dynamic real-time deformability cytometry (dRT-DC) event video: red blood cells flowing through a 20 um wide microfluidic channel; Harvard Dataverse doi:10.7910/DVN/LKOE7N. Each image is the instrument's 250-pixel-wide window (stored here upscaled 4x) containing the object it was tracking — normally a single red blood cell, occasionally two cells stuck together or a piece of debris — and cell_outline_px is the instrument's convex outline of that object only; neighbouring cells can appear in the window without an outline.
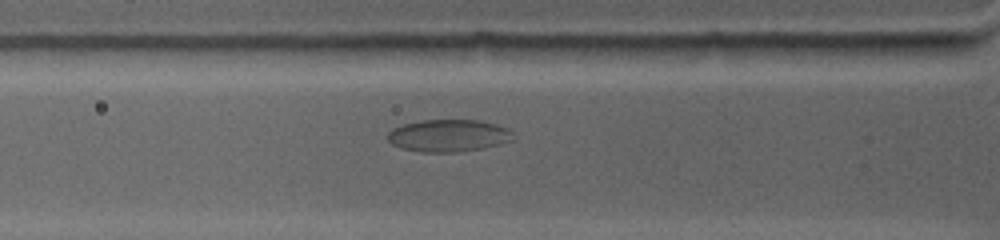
{"species": "common noctule bat (a hibernating species)", "species_latin": "Nyctalus noctula", "temperature_condition": "warm", "stored_images_in_passage": 47, "camera_frame_rate_fps": 4500, "um_per_image_px": 0.085, "animal": {"sex": "female", "body_mass_g": 19.0, "forearm_length_mm": 53.3}, "frame": {"image": 1, "passage_image": 9, "time_ms": 3.333, "image_size_px": [1000, 240], "cell_outline_px": [[516, 136], [512, 140], [500, 144], [484, 148], [456, 152], [424, 152], [400, 148], [392, 144], [388, 140], [388, 132], [392, 128], [404, 124], [424, 120], [480, 120], [496, 124], [508, 128]], "centroid_in_image_um": [38.15, 11.53], "position_along_channel_um": 87.7, "area_um2": 23.7}}
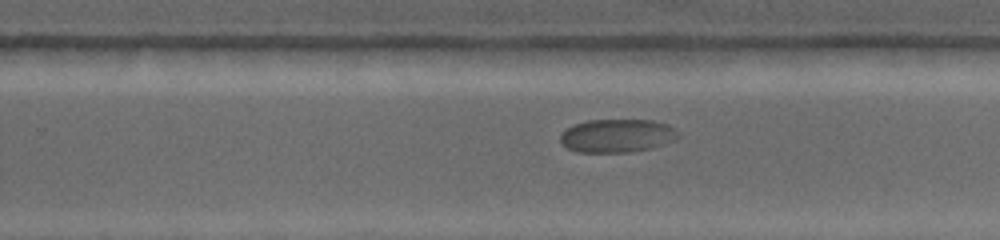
{"frame": {"image": 2, "passage_image": 22, "time_ms": 8.889, "image_size_px": [1000, 240], "cell_outline_px": [[680, 136], [676, 140], [652, 148], [628, 152], [576, 152], [560, 144], [560, 136], [568, 128], [576, 124], [588, 120], [652, 120], [668, 124], [676, 128], [680, 132]], "centroid_in_image_um": [52.51, 11.54], "position_along_channel_um": 277.3, "area_um2": 23.06}}
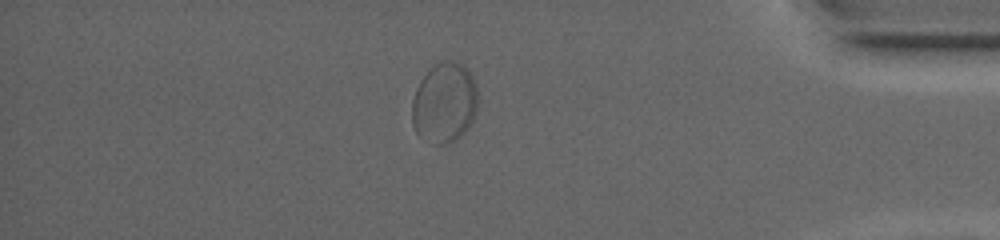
{"frame": {"image": 3, "passage_image": 34, "time_ms": 13.556, "image_size_px": [1000, 240], "cell_outline_px": [[476, 112], [468, 128], [456, 140], [448, 144], [432, 144], [420, 136], [416, 132], [412, 124], [412, 100], [416, 88], [420, 80], [440, 60], [452, 60], [464, 64], [472, 76], [476, 84]], "centroid_in_image_um": [37.77, 8.74], "position_along_channel_um": 397.4, "area_um2": 30.92}}